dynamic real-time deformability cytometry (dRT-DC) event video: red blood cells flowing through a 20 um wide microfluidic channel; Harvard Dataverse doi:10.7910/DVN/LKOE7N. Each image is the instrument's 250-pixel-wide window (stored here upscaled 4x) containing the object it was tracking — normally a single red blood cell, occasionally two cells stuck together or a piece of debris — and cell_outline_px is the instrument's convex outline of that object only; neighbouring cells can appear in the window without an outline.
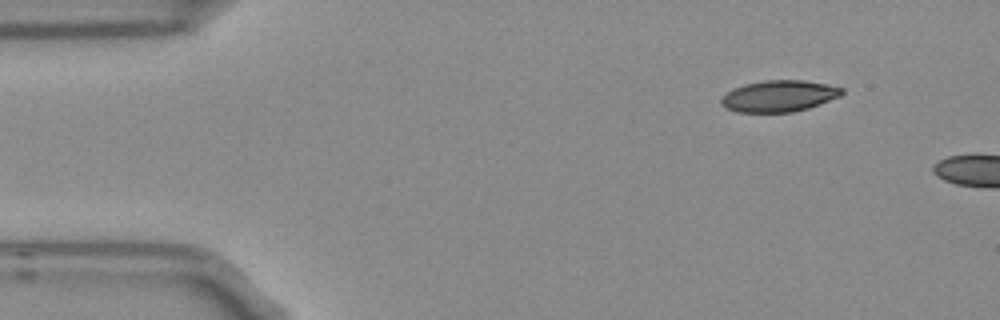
{"species": "Egyptian fruit bat (a non-hibernating species)", "species_latin": "Rousettus aegyptiacus", "temperature_condition": "room temperature", "stored_images_in_passage": 2, "camera_frame_rate_fps": 3000, "um_per_image_px": 0.085, "frame": {"image": 1, "passage_image": 1, "time_ms": 0.0, "image_size_px": [1000, 320], "cell_outline_px": [[844, 92], [840, 96], [820, 104], [808, 108], [792, 112], [736, 112], [720, 104], [720, 100], [732, 88], [744, 84], [764, 80], [800, 80], [828, 84], [844, 88]], "centroid_in_image_um": [66.23, 8.16], "position_along_channel_um": 18.8, "area_um2": 22.08}}